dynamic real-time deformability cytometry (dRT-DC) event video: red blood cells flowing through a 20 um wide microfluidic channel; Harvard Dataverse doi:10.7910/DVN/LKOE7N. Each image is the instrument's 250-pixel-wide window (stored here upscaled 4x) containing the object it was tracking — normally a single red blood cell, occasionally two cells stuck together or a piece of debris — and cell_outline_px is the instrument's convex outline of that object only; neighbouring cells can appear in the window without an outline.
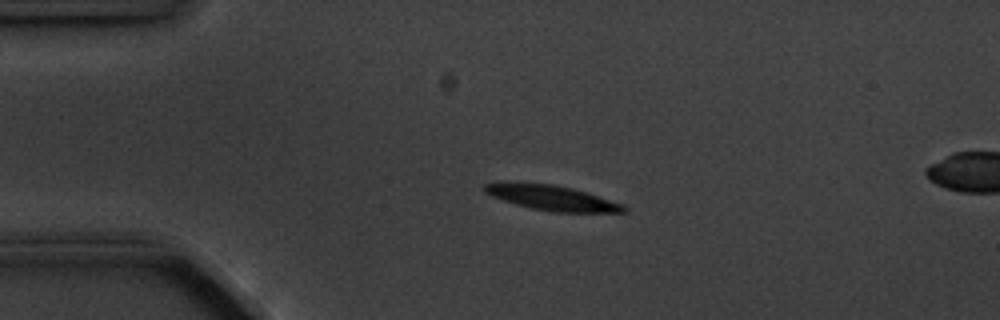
{"species": "common noctule bat (a hibernating species)", "species_latin": "Nyctalus noctula", "temperature_condition": "cold", "stored_images_in_passage": 3, "camera_frame_rate_fps": 3000, "um_per_image_px": 0.085, "animal": {"sex": "male", "body_mass_g": 20.1, "forearm_length_mm": 53.5}, "frame": {"image": 1, "passage_image": 1, "time_ms": 0.0, "image_size_px": [1000, 320], "cell_outline_px": [[628, 212], [552, 212], [532, 208], [516, 204], [492, 196], [484, 192], [484, 184], [508, 180], [552, 184], [572, 188], [588, 192], [624, 204], [628, 208]], "centroid_in_image_um": [46.9, 16.79], "position_along_channel_um": 38.1, "area_um2": 20.75}}